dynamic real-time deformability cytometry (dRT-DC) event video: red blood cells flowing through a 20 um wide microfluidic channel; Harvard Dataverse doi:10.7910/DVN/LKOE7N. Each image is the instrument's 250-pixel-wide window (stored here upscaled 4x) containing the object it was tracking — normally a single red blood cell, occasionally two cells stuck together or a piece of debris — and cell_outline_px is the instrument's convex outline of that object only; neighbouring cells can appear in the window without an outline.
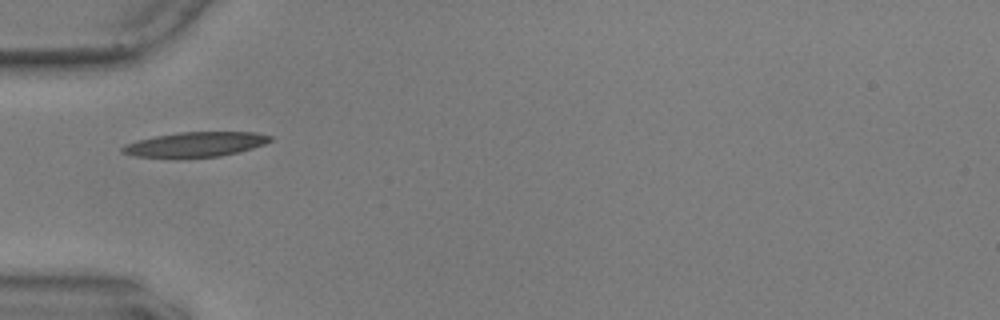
{"species": "common noctule bat (a hibernating species)", "species_latin": "Nyctalus noctula", "temperature_condition": "warm", "stored_images_in_passage": 24, "camera_frame_rate_fps": 3000, "um_per_image_px": 0.085, "animal": {"sex": "male", "body_mass_g": 17.9, "forearm_length_mm": 54.2}, "frame": {"image": 1, "passage_image": 1, "time_ms": 0.0, "image_size_px": [1000, 320], "cell_outline_px": [[272, 140], [264, 144], [252, 148], [220, 156], [176, 160], [136, 156], [120, 152], [120, 148], [124, 144], [136, 140], [156, 136], [180, 132], [256, 132], [272, 136]], "centroid_in_image_um": [16.53, 12.31], "position_along_channel_um": 68.5, "area_um2": 22.02}}
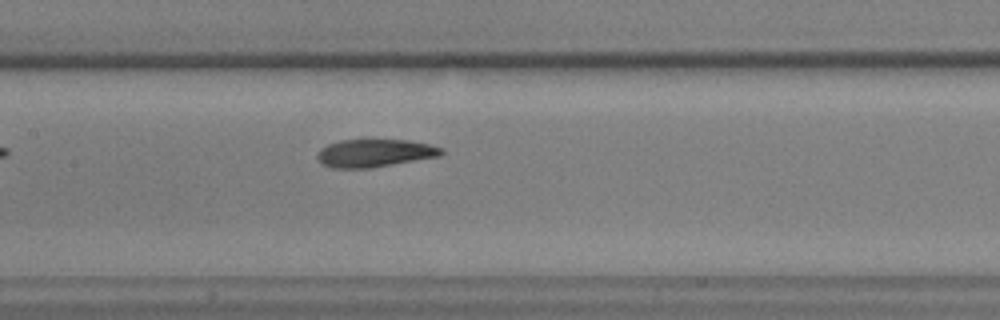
{"frame": {"image": 2, "passage_image": 10, "time_ms": 3.0, "image_size_px": [1000, 320], "cell_outline_px": [[444, 152], [440, 156], [372, 168], [332, 168], [320, 164], [316, 156], [320, 148], [328, 144], [340, 140], [408, 140], [428, 144], [444, 148]], "centroid_in_image_um": [31.83, 13.02], "position_along_channel_um": 175.6, "area_um2": 20.29}}
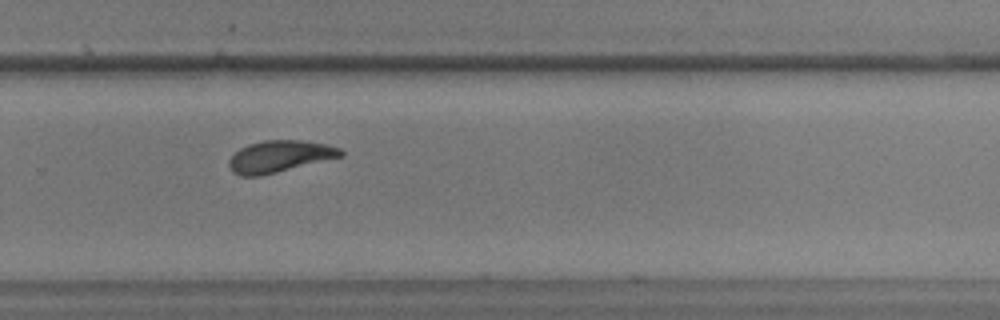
{"frame": {"image": 3, "passage_image": 21, "time_ms": 6.667, "image_size_px": [1000, 320], "cell_outline_px": [[344, 156], [260, 176], [240, 176], [232, 172], [228, 164], [228, 160], [240, 148], [248, 144], [264, 140], [300, 140], [324, 144], [340, 148], [344, 152]], "centroid_in_image_um": [23.75, 13.3], "position_along_channel_um": 306.0, "area_um2": 20.63}}